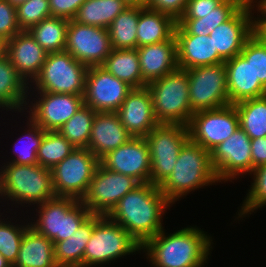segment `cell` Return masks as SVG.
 Wrapping results in <instances>:
<instances>
[{
  "instance_id": "cell-1",
  "label": "cell",
  "mask_w": 266,
  "mask_h": 267,
  "mask_svg": "<svg viewBox=\"0 0 266 267\" xmlns=\"http://www.w3.org/2000/svg\"><path fill=\"white\" fill-rule=\"evenodd\" d=\"M170 204L159 186L140 183L122 197L107 216L142 246L164 228L162 216Z\"/></svg>"
},
{
  "instance_id": "cell-2",
  "label": "cell",
  "mask_w": 266,
  "mask_h": 267,
  "mask_svg": "<svg viewBox=\"0 0 266 267\" xmlns=\"http://www.w3.org/2000/svg\"><path fill=\"white\" fill-rule=\"evenodd\" d=\"M164 228L142 246L154 267H204L212 250V238L190 226L168 234Z\"/></svg>"
},
{
  "instance_id": "cell-3",
  "label": "cell",
  "mask_w": 266,
  "mask_h": 267,
  "mask_svg": "<svg viewBox=\"0 0 266 267\" xmlns=\"http://www.w3.org/2000/svg\"><path fill=\"white\" fill-rule=\"evenodd\" d=\"M218 183L210 152L190 139L180 149L176 166L159 186L164 196L174 204L192 190Z\"/></svg>"
},
{
  "instance_id": "cell-4",
  "label": "cell",
  "mask_w": 266,
  "mask_h": 267,
  "mask_svg": "<svg viewBox=\"0 0 266 267\" xmlns=\"http://www.w3.org/2000/svg\"><path fill=\"white\" fill-rule=\"evenodd\" d=\"M0 168V198L24 207V203L38 205L56 197L50 169L9 161Z\"/></svg>"
},
{
  "instance_id": "cell-5",
  "label": "cell",
  "mask_w": 266,
  "mask_h": 267,
  "mask_svg": "<svg viewBox=\"0 0 266 267\" xmlns=\"http://www.w3.org/2000/svg\"><path fill=\"white\" fill-rule=\"evenodd\" d=\"M153 105L155 118L159 124H178L188 126L194 112L189 98L187 71H175L146 85Z\"/></svg>"
},
{
  "instance_id": "cell-6",
  "label": "cell",
  "mask_w": 266,
  "mask_h": 267,
  "mask_svg": "<svg viewBox=\"0 0 266 267\" xmlns=\"http://www.w3.org/2000/svg\"><path fill=\"white\" fill-rule=\"evenodd\" d=\"M37 220L30 226L54 242L66 240L92 214L78 199L56 196L36 206Z\"/></svg>"
},
{
  "instance_id": "cell-7",
  "label": "cell",
  "mask_w": 266,
  "mask_h": 267,
  "mask_svg": "<svg viewBox=\"0 0 266 267\" xmlns=\"http://www.w3.org/2000/svg\"><path fill=\"white\" fill-rule=\"evenodd\" d=\"M140 250L141 246L117 222L106 215L94 214L93 233L84 252V267L109 264Z\"/></svg>"
},
{
  "instance_id": "cell-8",
  "label": "cell",
  "mask_w": 266,
  "mask_h": 267,
  "mask_svg": "<svg viewBox=\"0 0 266 267\" xmlns=\"http://www.w3.org/2000/svg\"><path fill=\"white\" fill-rule=\"evenodd\" d=\"M87 69L69 52L47 53L41 71L30 88L34 85L35 91L84 95Z\"/></svg>"
},
{
  "instance_id": "cell-9",
  "label": "cell",
  "mask_w": 266,
  "mask_h": 267,
  "mask_svg": "<svg viewBox=\"0 0 266 267\" xmlns=\"http://www.w3.org/2000/svg\"><path fill=\"white\" fill-rule=\"evenodd\" d=\"M145 139L150 153L151 183L160 186L172 173L180 149L189 140L188 126L158 124Z\"/></svg>"
},
{
  "instance_id": "cell-10",
  "label": "cell",
  "mask_w": 266,
  "mask_h": 267,
  "mask_svg": "<svg viewBox=\"0 0 266 267\" xmlns=\"http://www.w3.org/2000/svg\"><path fill=\"white\" fill-rule=\"evenodd\" d=\"M100 160L87 148H76L52 170L56 196L78 200L86 195Z\"/></svg>"
},
{
  "instance_id": "cell-11",
  "label": "cell",
  "mask_w": 266,
  "mask_h": 267,
  "mask_svg": "<svg viewBox=\"0 0 266 267\" xmlns=\"http://www.w3.org/2000/svg\"><path fill=\"white\" fill-rule=\"evenodd\" d=\"M191 110L219 109L230 105L224 62L187 69Z\"/></svg>"
},
{
  "instance_id": "cell-12",
  "label": "cell",
  "mask_w": 266,
  "mask_h": 267,
  "mask_svg": "<svg viewBox=\"0 0 266 267\" xmlns=\"http://www.w3.org/2000/svg\"><path fill=\"white\" fill-rule=\"evenodd\" d=\"M239 127V116L234 104L202 110L192 115L188 125L189 139L211 152Z\"/></svg>"
},
{
  "instance_id": "cell-13",
  "label": "cell",
  "mask_w": 266,
  "mask_h": 267,
  "mask_svg": "<svg viewBox=\"0 0 266 267\" xmlns=\"http://www.w3.org/2000/svg\"><path fill=\"white\" fill-rule=\"evenodd\" d=\"M139 184L133 177L107 170L99 164L81 202L92 214L107 216L120 199Z\"/></svg>"
},
{
  "instance_id": "cell-14",
  "label": "cell",
  "mask_w": 266,
  "mask_h": 267,
  "mask_svg": "<svg viewBox=\"0 0 266 267\" xmlns=\"http://www.w3.org/2000/svg\"><path fill=\"white\" fill-rule=\"evenodd\" d=\"M108 29L69 20L65 51L87 67L101 66L112 51Z\"/></svg>"
},
{
  "instance_id": "cell-15",
  "label": "cell",
  "mask_w": 266,
  "mask_h": 267,
  "mask_svg": "<svg viewBox=\"0 0 266 267\" xmlns=\"http://www.w3.org/2000/svg\"><path fill=\"white\" fill-rule=\"evenodd\" d=\"M132 89L101 66L88 67L84 104L96 112H116Z\"/></svg>"
},
{
  "instance_id": "cell-16",
  "label": "cell",
  "mask_w": 266,
  "mask_h": 267,
  "mask_svg": "<svg viewBox=\"0 0 266 267\" xmlns=\"http://www.w3.org/2000/svg\"><path fill=\"white\" fill-rule=\"evenodd\" d=\"M210 155L219 183L237 179L241 174H251V139L240 127Z\"/></svg>"
},
{
  "instance_id": "cell-17",
  "label": "cell",
  "mask_w": 266,
  "mask_h": 267,
  "mask_svg": "<svg viewBox=\"0 0 266 267\" xmlns=\"http://www.w3.org/2000/svg\"><path fill=\"white\" fill-rule=\"evenodd\" d=\"M36 94L40 95H35L38 100L28 101L25 109L29 107V118L45 131H58L84 105L83 95L44 91Z\"/></svg>"
},
{
  "instance_id": "cell-18",
  "label": "cell",
  "mask_w": 266,
  "mask_h": 267,
  "mask_svg": "<svg viewBox=\"0 0 266 267\" xmlns=\"http://www.w3.org/2000/svg\"><path fill=\"white\" fill-rule=\"evenodd\" d=\"M254 8L252 2H246L228 21L210 32L214 51H218L224 61L239 55L245 42L255 33Z\"/></svg>"
},
{
  "instance_id": "cell-19",
  "label": "cell",
  "mask_w": 266,
  "mask_h": 267,
  "mask_svg": "<svg viewBox=\"0 0 266 267\" xmlns=\"http://www.w3.org/2000/svg\"><path fill=\"white\" fill-rule=\"evenodd\" d=\"M107 170L128 175L139 183H151L149 146L145 138L132 137L100 159Z\"/></svg>"
},
{
  "instance_id": "cell-20",
  "label": "cell",
  "mask_w": 266,
  "mask_h": 267,
  "mask_svg": "<svg viewBox=\"0 0 266 267\" xmlns=\"http://www.w3.org/2000/svg\"><path fill=\"white\" fill-rule=\"evenodd\" d=\"M115 113L132 137L145 138L159 124L147 87L133 88Z\"/></svg>"
},
{
  "instance_id": "cell-21",
  "label": "cell",
  "mask_w": 266,
  "mask_h": 267,
  "mask_svg": "<svg viewBox=\"0 0 266 267\" xmlns=\"http://www.w3.org/2000/svg\"><path fill=\"white\" fill-rule=\"evenodd\" d=\"M5 54L29 86V82L33 83L38 77L47 56V52L28 31H21L7 40Z\"/></svg>"
},
{
  "instance_id": "cell-22",
  "label": "cell",
  "mask_w": 266,
  "mask_h": 267,
  "mask_svg": "<svg viewBox=\"0 0 266 267\" xmlns=\"http://www.w3.org/2000/svg\"><path fill=\"white\" fill-rule=\"evenodd\" d=\"M175 37L178 68L187 70L225 62L218 55V51H214L210 36L190 35L177 23Z\"/></svg>"
},
{
  "instance_id": "cell-23",
  "label": "cell",
  "mask_w": 266,
  "mask_h": 267,
  "mask_svg": "<svg viewBox=\"0 0 266 267\" xmlns=\"http://www.w3.org/2000/svg\"><path fill=\"white\" fill-rule=\"evenodd\" d=\"M132 136L115 112H96L87 149L99 160L124 145Z\"/></svg>"
},
{
  "instance_id": "cell-24",
  "label": "cell",
  "mask_w": 266,
  "mask_h": 267,
  "mask_svg": "<svg viewBox=\"0 0 266 267\" xmlns=\"http://www.w3.org/2000/svg\"><path fill=\"white\" fill-rule=\"evenodd\" d=\"M137 51L141 76L147 84L178 68L175 35L161 43L138 47Z\"/></svg>"
},
{
  "instance_id": "cell-25",
  "label": "cell",
  "mask_w": 266,
  "mask_h": 267,
  "mask_svg": "<svg viewBox=\"0 0 266 267\" xmlns=\"http://www.w3.org/2000/svg\"><path fill=\"white\" fill-rule=\"evenodd\" d=\"M230 104L266 95V88L256 79L252 65L241 54L224 62Z\"/></svg>"
},
{
  "instance_id": "cell-26",
  "label": "cell",
  "mask_w": 266,
  "mask_h": 267,
  "mask_svg": "<svg viewBox=\"0 0 266 267\" xmlns=\"http://www.w3.org/2000/svg\"><path fill=\"white\" fill-rule=\"evenodd\" d=\"M12 267H58L54 243L29 226L23 235L17 261Z\"/></svg>"
},
{
  "instance_id": "cell-27",
  "label": "cell",
  "mask_w": 266,
  "mask_h": 267,
  "mask_svg": "<svg viewBox=\"0 0 266 267\" xmlns=\"http://www.w3.org/2000/svg\"><path fill=\"white\" fill-rule=\"evenodd\" d=\"M176 24L172 16L140 6L137 48L171 39L175 35Z\"/></svg>"
},
{
  "instance_id": "cell-28",
  "label": "cell",
  "mask_w": 266,
  "mask_h": 267,
  "mask_svg": "<svg viewBox=\"0 0 266 267\" xmlns=\"http://www.w3.org/2000/svg\"><path fill=\"white\" fill-rule=\"evenodd\" d=\"M28 90L29 86L19 76L6 54L0 57V108L24 112L28 102L26 100H29Z\"/></svg>"
},
{
  "instance_id": "cell-29",
  "label": "cell",
  "mask_w": 266,
  "mask_h": 267,
  "mask_svg": "<svg viewBox=\"0 0 266 267\" xmlns=\"http://www.w3.org/2000/svg\"><path fill=\"white\" fill-rule=\"evenodd\" d=\"M94 228L91 214L72 236L54 242V257L58 267H84V252Z\"/></svg>"
},
{
  "instance_id": "cell-30",
  "label": "cell",
  "mask_w": 266,
  "mask_h": 267,
  "mask_svg": "<svg viewBox=\"0 0 266 267\" xmlns=\"http://www.w3.org/2000/svg\"><path fill=\"white\" fill-rule=\"evenodd\" d=\"M101 67L132 88H143L147 85L141 76L137 48L112 49Z\"/></svg>"
},
{
  "instance_id": "cell-31",
  "label": "cell",
  "mask_w": 266,
  "mask_h": 267,
  "mask_svg": "<svg viewBox=\"0 0 266 267\" xmlns=\"http://www.w3.org/2000/svg\"><path fill=\"white\" fill-rule=\"evenodd\" d=\"M128 7L124 0H86L73 21L108 29L113 20Z\"/></svg>"
},
{
  "instance_id": "cell-32",
  "label": "cell",
  "mask_w": 266,
  "mask_h": 267,
  "mask_svg": "<svg viewBox=\"0 0 266 267\" xmlns=\"http://www.w3.org/2000/svg\"><path fill=\"white\" fill-rule=\"evenodd\" d=\"M245 3V0H224L203 18L179 19L177 23L190 35L209 36L210 32L228 21Z\"/></svg>"
},
{
  "instance_id": "cell-33",
  "label": "cell",
  "mask_w": 266,
  "mask_h": 267,
  "mask_svg": "<svg viewBox=\"0 0 266 267\" xmlns=\"http://www.w3.org/2000/svg\"><path fill=\"white\" fill-rule=\"evenodd\" d=\"M140 16V6H128L108 27L113 49L137 48V25Z\"/></svg>"
},
{
  "instance_id": "cell-34",
  "label": "cell",
  "mask_w": 266,
  "mask_h": 267,
  "mask_svg": "<svg viewBox=\"0 0 266 267\" xmlns=\"http://www.w3.org/2000/svg\"><path fill=\"white\" fill-rule=\"evenodd\" d=\"M69 20L50 16L32 26L28 32L47 52H63L66 46Z\"/></svg>"
},
{
  "instance_id": "cell-35",
  "label": "cell",
  "mask_w": 266,
  "mask_h": 267,
  "mask_svg": "<svg viewBox=\"0 0 266 267\" xmlns=\"http://www.w3.org/2000/svg\"><path fill=\"white\" fill-rule=\"evenodd\" d=\"M239 126L250 139L266 137V95L234 104Z\"/></svg>"
},
{
  "instance_id": "cell-36",
  "label": "cell",
  "mask_w": 266,
  "mask_h": 267,
  "mask_svg": "<svg viewBox=\"0 0 266 267\" xmlns=\"http://www.w3.org/2000/svg\"><path fill=\"white\" fill-rule=\"evenodd\" d=\"M96 111L85 104L58 129L75 148H87Z\"/></svg>"
},
{
  "instance_id": "cell-37",
  "label": "cell",
  "mask_w": 266,
  "mask_h": 267,
  "mask_svg": "<svg viewBox=\"0 0 266 267\" xmlns=\"http://www.w3.org/2000/svg\"><path fill=\"white\" fill-rule=\"evenodd\" d=\"M75 149L58 131H46L37 152L38 164L52 170Z\"/></svg>"
},
{
  "instance_id": "cell-38",
  "label": "cell",
  "mask_w": 266,
  "mask_h": 267,
  "mask_svg": "<svg viewBox=\"0 0 266 267\" xmlns=\"http://www.w3.org/2000/svg\"><path fill=\"white\" fill-rule=\"evenodd\" d=\"M27 119H29L26 124L28 129L27 131L25 129L22 136L18 138L19 140L14 143L13 147L15 149L12 150H14L15 157L10 160V163L22 165L38 164L37 152L46 131L35 124L30 118Z\"/></svg>"
},
{
  "instance_id": "cell-39",
  "label": "cell",
  "mask_w": 266,
  "mask_h": 267,
  "mask_svg": "<svg viewBox=\"0 0 266 267\" xmlns=\"http://www.w3.org/2000/svg\"><path fill=\"white\" fill-rule=\"evenodd\" d=\"M240 54L251 63L256 79L266 88V38L255 31Z\"/></svg>"
},
{
  "instance_id": "cell-40",
  "label": "cell",
  "mask_w": 266,
  "mask_h": 267,
  "mask_svg": "<svg viewBox=\"0 0 266 267\" xmlns=\"http://www.w3.org/2000/svg\"><path fill=\"white\" fill-rule=\"evenodd\" d=\"M13 224L6 218H0V253L12 266L17 261L24 232L30 226L29 222L27 225Z\"/></svg>"
},
{
  "instance_id": "cell-41",
  "label": "cell",
  "mask_w": 266,
  "mask_h": 267,
  "mask_svg": "<svg viewBox=\"0 0 266 267\" xmlns=\"http://www.w3.org/2000/svg\"><path fill=\"white\" fill-rule=\"evenodd\" d=\"M252 174L253 183L237 214L238 218L251 215V212L266 205V164L255 168Z\"/></svg>"
},
{
  "instance_id": "cell-42",
  "label": "cell",
  "mask_w": 266,
  "mask_h": 267,
  "mask_svg": "<svg viewBox=\"0 0 266 267\" xmlns=\"http://www.w3.org/2000/svg\"><path fill=\"white\" fill-rule=\"evenodd\" d=\"M17 23L21 31H28L51 16L49 0H28L16 8Z\"/></svg>"
},
{
  "instance_id": "cell-43",
  "label": "cell",
  "mask_w": 266,
  "mask_h": 267,
  "mask_svg": "<svg viewBox=\"0 0 266 267\" xmlns=\"http://www.w3.org/2000/svg\"><path fill=\"white\" fill-rule=\"evenodd\" d=\"M19 32L16 8L6 0H0V37L7 41Z\"/></svg>"
},
{
  "instance_id": "cell-44",
  "label": "cell",
  "mask_w": 266,
  "mask_h": 267,
  "mask_svg": "<svg viewBox=\"0 0 266 267\" xmlns=\"http://www.w3.org/2000/svg\"><path fill=\"white\" fill-rule=\"evenodd\" d=\"M224 0H188L180 19H200L217 8Z\"/></svg>"
},
{
  "instance_id": "cell-45",
  "label": "cell",
  "mask_w": 266,
  "mask_h": 267,
  "mask_svg": "<svg viewBox=\"0 0 266 267\" xmlns=\"http://www.w3.org/2000/svg\"><path fill=\"white\" fill-rule=\"evenodd\" d=\"M188 0H147L146 7L172 16L176 21L183 15Z\"/></svg>"
},
{
  "instance_id": "cell-46",
  "label": "cell",
  "mask_w": 266,
  "mask_h": 267,
  "mask_svg": "<svg viewBox=\"0 0 266 267\" xmlns=\"http://www.w3.org/2000/svg\"><path fill=\"white\" fill-rule=\"evenodd\" d=\"M86 0H49L51 16L73 20L79 7Z\"/></svg>"
},
{
  "instance_id": "cell-47",
  "label": "cell",
  "mask_w": 266,
  "mask_h": 267,
  "mask_svg": "<svg viewBox=\"0 0 266 267\" xmlns=\"http://www.w3.org/2000/svg\"><path fill=\"white\" fill-rule=\"evenodd\" d=\"M266 164V137L251 139V173Z\"/></svg>"
},
{
  "instance_id": "cell-48",
  "label": "cell",
  "mask_w": 266,
  "mask_h": 267,
  "mask_svg": "<svg viewBox=\"0 0 266 267\" xmlns=\"http://www.w3.org/2000/svg\"><path fill=\"white\" fill-rule=\"evenodd\" d=\"M257 1L258 0H254L252 4L254 7L256 6L257 11L260 12L261 16L260 14H257V16L259 17H255V21H266V0H259L258 2Z\"/></svg>"
},
{
  "instance_id": "cell-49",
  "label": "cell",
  "mask_w": 266,
  "mask_h": 267,
  "mask_svg": "<svg viewBox=\"0 0 266 267\" xmlns=\"http://www.w3.org/2000/svg\"><path fill=\"white\" fill-rule=\"evenodd\" d=\"M256 31L266 38V21H255Z\"/></svg>"
},
{
  "instance_id": "cell-50",
  "label": "cell",
  "mask_w": 266,
  "mask_h": 267,
  "mask_svg": "<svg viewBox=\"0 0 266 267\" xmlns=\"http://www.w3.org/2000/svg\"><path fill=\"white\" fill-rule=\"evenodd\" d=\"M128 6H144L146 7L147 0H124Z\"/></svg>"
},
{
  "instance_id": "cell-51",
  "label": "cell",
  "mask_w": 266,
  "mask_h": 267,
  "mask_svg": "<svg viewBox=\"0 0 266 267\" xmlns=\"http://www.w3.org/2000/svg\"><path fill=\"white\" fill-rule=\"evenodd\" d=\"M6 51V41L0 37V57L5 55Z\"/></svg>"
},
{
  "instance_id": "cell-52",
  "label": "cell",
  "mask_w": 266,
  "mask_h": 267,
  "mask_svg": "<svg viewBox=\"0 0 266 267\" xmlns=\"http://www.w3.org/2000/svg\"><path fill=\"white\" fill-rule=\"evenodd\" d=\"M8 3H10L13 7L17 8L19 5L25 3L28 0H6Z\"/></svg>"
},
{
  "instance_id": "cell-53",
  "label": "cell",
  "mask_w": 266,
  "mask_h": 267,
  "mask_svg": "<svg viewBox=\"0 0 266 267\" xmlns=\"http://www.w3.org/2000/svg\"><path fill=\"white\" fill-rule=\"evenodd\" d=\"M0 267H12V265L0 253Z\"/></svg>"
},
{
  "instance_id": "cell-54",
  "label": "cell",
  "mask_w": 266,
  "mask_h": 267,
  "mask_svg": "<svg viewBox=\"0 0 266 267\" xmlns=\"http://www.w3.org/2000/svg\"><path fill=\"white\" fill-rule=\"evenodd\" d=\"M246 2H253L254 0H245Z\"/></svg>"
}]
</instances>
